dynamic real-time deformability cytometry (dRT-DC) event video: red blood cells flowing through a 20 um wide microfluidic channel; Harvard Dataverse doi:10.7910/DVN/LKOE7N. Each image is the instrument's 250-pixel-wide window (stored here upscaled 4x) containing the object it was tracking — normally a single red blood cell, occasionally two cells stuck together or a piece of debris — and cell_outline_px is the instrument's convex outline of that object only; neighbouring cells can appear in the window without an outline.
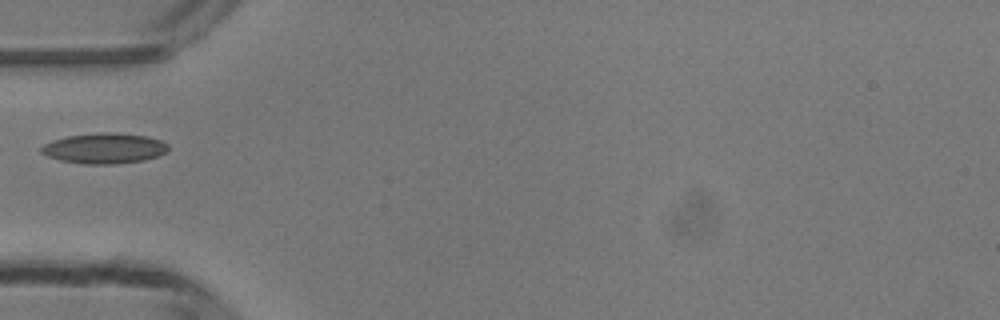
{"species": "common noctule bat (a hibernating species)", "species_latin": "Nyctalus noctula", "temperature_condition": "room temperature", "stored_images_in_passage": 7, "camera_frame_rate_fps": 3000, "um_per_image_px": 0.085, "animal": {"sex": "male", "body_mass_g": 13.3}, "frame": {"image": 1, "passage_image": 1, "time_ms": 0.0, "image_size_px": [1000, 320], "cell_outline_px": [[168, 148], [164, 152], [156, 156], [144, 160], [112, 164], [84, 164], [60, 160], [48, 156], [40, 152], [40, 148], [44, 144], [52, 140], [68, 136], [100, 132], [116, 132], [144, 136], [160, 140], [168, 144]], "centroid_in_image_um": [8.83, 12.6], "position_along_channel_um": 76.2, "area_um2": 22.37}}